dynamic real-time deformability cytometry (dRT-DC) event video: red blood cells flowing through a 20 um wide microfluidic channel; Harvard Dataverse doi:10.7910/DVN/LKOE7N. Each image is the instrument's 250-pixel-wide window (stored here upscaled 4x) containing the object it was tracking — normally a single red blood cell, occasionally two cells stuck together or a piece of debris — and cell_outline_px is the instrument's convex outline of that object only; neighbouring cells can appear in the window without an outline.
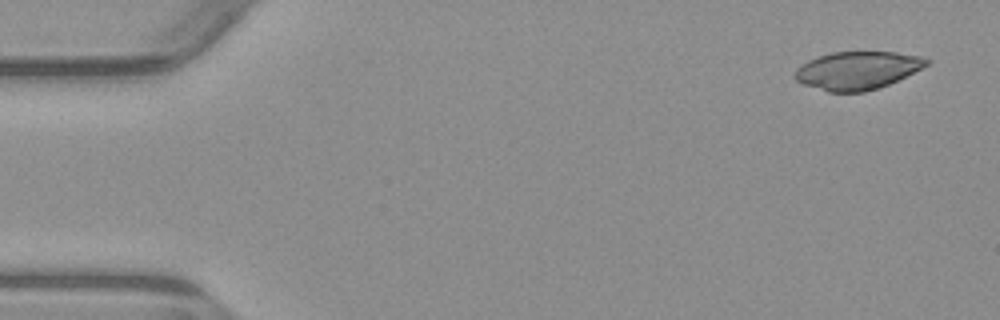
{"species": "common noctule bat (a hibernating species)", "species_latin": "Nyctalus noctula", "temperature_condition": "warm", "stored_images_in_passage": 6, "camera_frame_rate_fps": 3000, "um_per_image_px": 0.085, "animal": {"sex": "male", "body_mass_g": 23.1, "forearm_length_mm": 52.7}, "frame": {"image": 1, "passage_image": 1, "time_ms": 0.0, "image_size_px": [1000, 320], "cell_outline_px": [[932, 60], [928, 64], [888, 84], [864, 92], [828, 92], [804, 84], [796, 80], [792, 76], [796, 68], [800, 64], [808, 60], [832, 52], [896, 52], [920, 56]], "centroid_in_image_um": [72.82, 5.98], "position_along_channel_um": 12.2, "area_um2": 28.9}}